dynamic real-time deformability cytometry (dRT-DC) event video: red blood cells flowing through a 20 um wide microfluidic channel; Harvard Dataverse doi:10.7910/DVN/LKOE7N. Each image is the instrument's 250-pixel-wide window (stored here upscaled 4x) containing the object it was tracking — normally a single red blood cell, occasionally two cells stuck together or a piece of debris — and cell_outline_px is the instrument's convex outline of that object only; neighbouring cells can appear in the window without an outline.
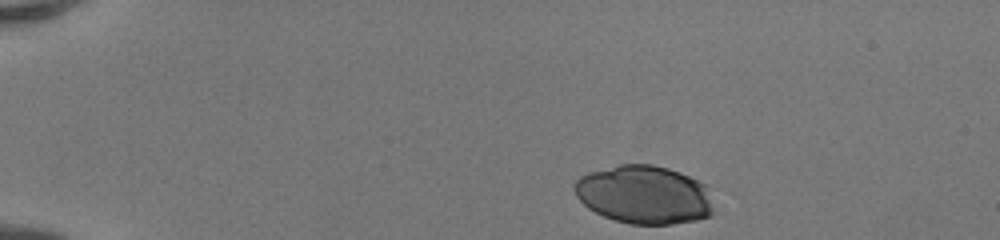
{"species": "human", "species_latin": "Homo sapiens", "temperature_condition": "room temperature", "stored_images_in_passage": 37, "camera_frame_rate_fps": 3000, "um_per_image_px": 0.085, "donor": {"sex": "female"}, "frame": {"image": 1, "passage_image": 1, "time_ms": 0.0, "image_size_px": [1000, 240], "cell_outline_px": [[712, 216], [696, 220], [672, 224], [632, 224], [616, 220], [604, 216], [588, 208], [576, 196], [572, 188], [576, 180], [580, 176], [588, 172], [616, 164], [652, 164], [668, 168], [680, 172], [704, 184], [712, 212]], "centroid_in_image_um": [54.68, 16.54], "position_along_channel_um": 30.3, "area_um2": 47.16}}
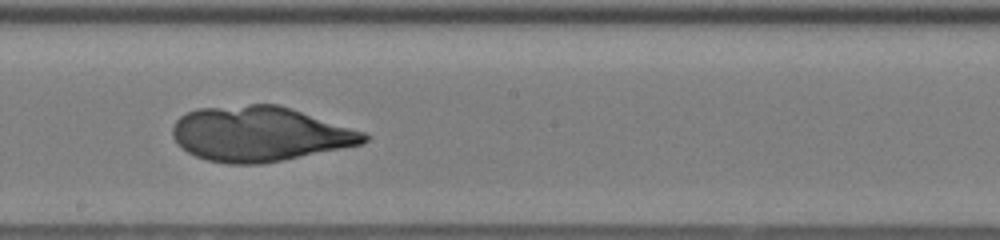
{"frame": {"image": 2, "passage_image": 22, "time_ms": 7.0, "image_size_px": [1000, 240], "cell_outline_px": [[372, 136], [364, 144], [260, 164], [228, 164], [208, 160], [196, 156], [188, 152], [176, 144], [172, 136], [172, 128], [176, 120], [180, 116], [196, 108], [248, 104], [276, 104], [364, 132]], "centroid_in_image_um": [22.04, 11.39], "position_along_channel_um": 226.2, "area_um2": 61.04}}
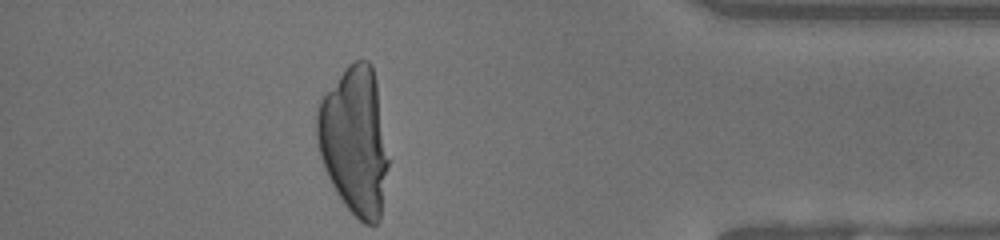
{"frame": {"image": 3, "passage_image": 37, "time_ms": 12.0, "image_size_px": [1000, 240], "cell_outline_px": [[388, 164], [380, 220], [376, 224], [364, 224], [344, 204], [336, 192], [324, 168], [320, 156], [316, 140], [316, 112], [320, 100], [348, 64], [356, 60], [368, 60], [372, 64], [376, 80], [388, 160]], "centroid_in_image_um": [30.12, 11.97], "position_along_channel_um": 405.1, "area_um2": 61.15}}